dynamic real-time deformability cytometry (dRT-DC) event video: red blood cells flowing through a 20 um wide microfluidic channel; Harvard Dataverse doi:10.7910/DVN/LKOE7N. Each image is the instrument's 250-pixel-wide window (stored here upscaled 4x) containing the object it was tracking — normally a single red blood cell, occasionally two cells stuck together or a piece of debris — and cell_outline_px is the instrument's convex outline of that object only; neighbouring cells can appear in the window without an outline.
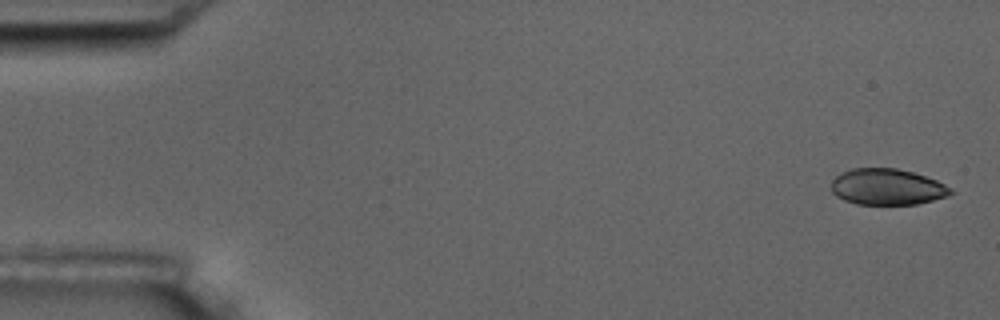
{"species": "common noctule bat (a hibernating species)", "species_latin": "Nyctalus noctula", "temperature_condition": "room temperature", "stored_images_in_passage": 4, "camera_frame_rate_fps": 3000, "um_per_image_px": 0.085, "animal": {"sex": "male", "body_mass_g": 17.5, "forearm_length_mm": 52.3}, "frame": {"image": 1, "passage_image": 1, "time_ms": 0.0, "image_size_px": [1000, 320], "cell_outline_px": [[956, 192], [948, 196], [916, 204], [856, 204], [844, 200], [836, 196], [832, 192], [832, 180], [840, 172], [852, 168], [896, 168], [912, 172], [936, 180], [952, 188]], "centroid_in_image_um": [75.41, 15.88], "position_along_channel_um": 9.6, "area_um2": 25.2}}
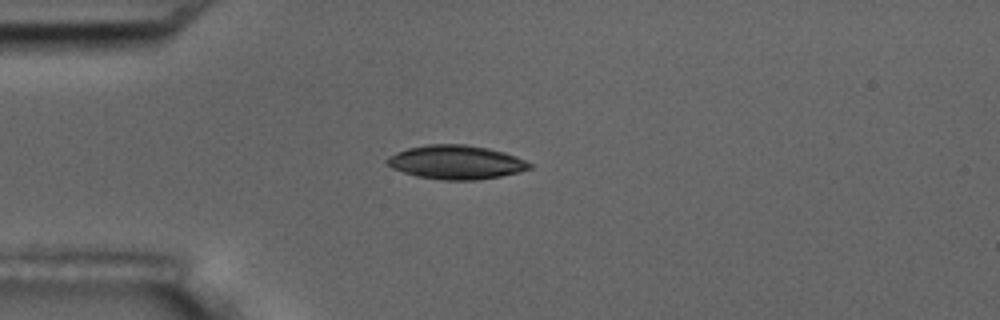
{"frame": {"image": 2, "passage_image": 4, "time_ms": 4.333, "image_size_px": [1000, 320], "cell_outline_px": [[532, 168], [500, 176], [476, 180], [440, 180], [416, 176], [392, 168], [384, 160], [388, 156], [396, 152], [408, 148], [428, 144], [464, 144], [488, 148], [504, 152], [516, 156], [532, 164]], "centroid_in_image_um": [38.74, 13.79], "position_along_channel_um": 46.3, "area_um2": 28.09}}